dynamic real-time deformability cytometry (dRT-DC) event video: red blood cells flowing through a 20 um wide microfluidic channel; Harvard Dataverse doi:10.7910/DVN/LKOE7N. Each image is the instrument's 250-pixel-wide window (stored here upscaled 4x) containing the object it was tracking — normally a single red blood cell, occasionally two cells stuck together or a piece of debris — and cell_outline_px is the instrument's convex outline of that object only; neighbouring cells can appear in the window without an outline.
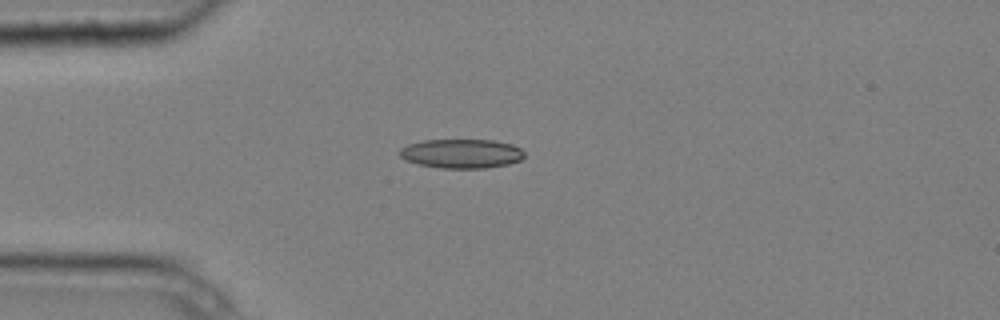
{"species": "common noctule bat (a hibernating species)", "species_latin": "Nyctalus noctula", "temperature_condition": "cold", "stored_images_in_passage": 6, "camera_frame_rate_fps": 3000, "um_per_image_px": 0.085, "animal": {"sex": "male", "body_mass_g": 20.4}, "frame": {"image": 1, "passage_image": 3, "time_ms": 0.667, "image_size_px": [1000, 320], "cell_outline_px": [[524, 156], [520, 160], [508, 164], [484, 168], [440, 168], [420, 164], [408, 160], [400, 156], [400, 148], [408, 144], [424, 140], [496, 140], [512, 144], [520, 148], [524, 152]], "centroid_in_image_um": [39.25, 13.05], "position_along_channel_um": 45.7, "area_um2": 21.1}}
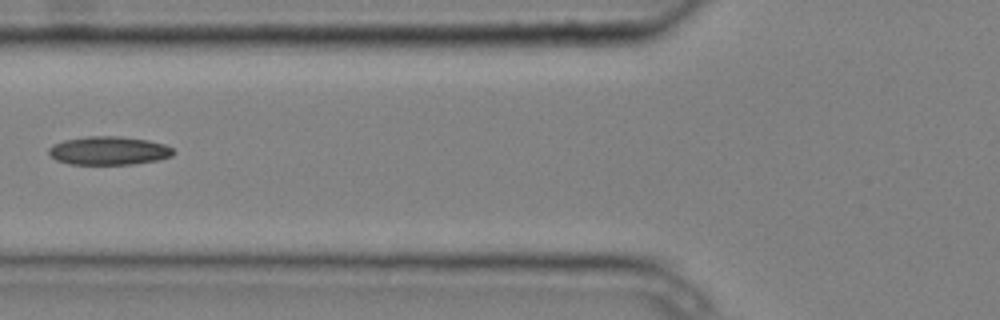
{"frame": {"image": 2, "passage_image": 5, "time_ms": 1.333, "image_size_px": [1000, 320], "cell_outline_px": [[176, 152], [172, 156], [160, 160], [132, 164], [68, 164], [56, 160], [48, 152], [48, 148], [52, 144], [64, 140], [88, 136], [120, 136], [148, 140], [164, 144], [172, 148]], "centroid_in_image_um": [9.26, 12.8], "position_along_channel_um": 116.5, "area_um2": 20.81}}
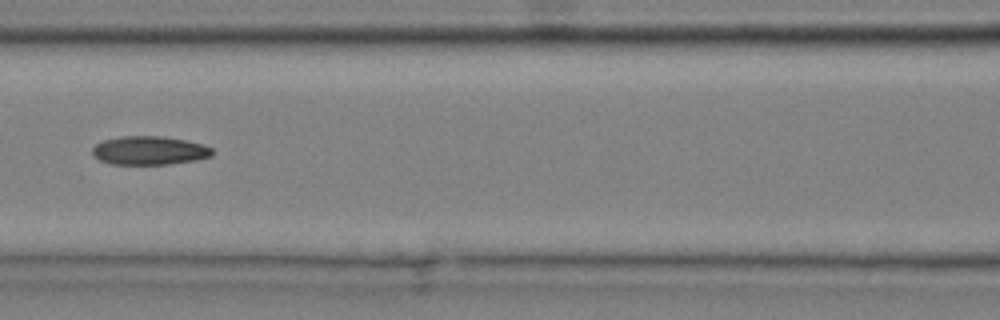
{"frame": {"image": 3, "passage_image": 6, "time_ms": 1.667, "image_size_px": [1000, 320], "cell_outline_px": [[212, 156], [196, 160], [168, 164], [112, 164], [100, 160], [92, 152], [92, 148], [96, 144], [104, 140], [120, 136], [164, 136], [204, 144], [212, 148]], "centroid_in_image_um": [12.71, 12.78], "position_along_channel_um": 153.9, "area_um2": 19.94}}